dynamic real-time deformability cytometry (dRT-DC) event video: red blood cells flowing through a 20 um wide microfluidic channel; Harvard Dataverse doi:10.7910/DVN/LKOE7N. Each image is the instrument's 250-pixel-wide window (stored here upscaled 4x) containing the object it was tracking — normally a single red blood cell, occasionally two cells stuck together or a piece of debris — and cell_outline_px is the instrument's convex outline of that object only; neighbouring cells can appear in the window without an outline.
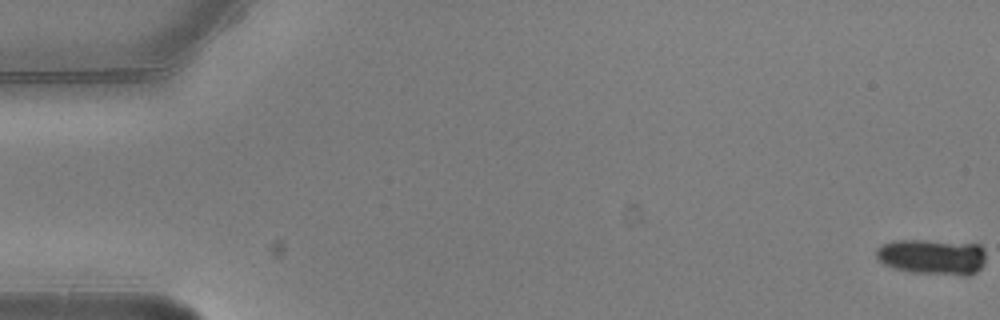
{"species": "common noctule bat (a hibernating species)", "species_latin": "Nyctalus noctula", "temperature_condition": "warm", "stored_images_in_passage": 6, "camera_frame_rate_fps": 3000, "um_per_image_px": 0.085, "animal": {"sex": "male", "body_mass_g": 20.5, "forearm_length_mm": 52.5}, "frame": {"image": 1, "passage_image": 1, "time_ms": 0.0, "image_size_px": [1000, 320], "cell_outline_px": [[984, 264], [976, 272], [968, 276], [964, 276], [912, 272], [892, 268], [884, 264], [876, 256], [876, 248], [880, 244], [892, 240], [924, 240], [980, 244], [984, 248]], "centroid_in_image_um": [79.24, 21.82], "position_along_channel_um": 5.8, "area_um2": 23.06}}
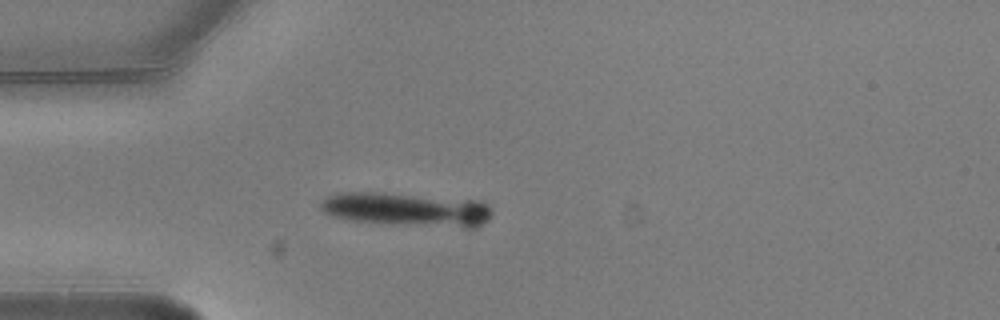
{"frame": {"image": 2, "passage_image": 5, "time_ms": 1.333, "image_size_px": [1000, 320], "cell_outline_px": [[492, 212], [488, 220], [476, 228], [464, 228], [352, 220], [332, 216], [324, 212], [320, 208], [320, 204], [328, 196], [340, 192], [384, 192], [476, 200], [488, 204], [492, 208]], "centroid_in_image_um": [34.62, 17.78], "position_along_channel_um": 50.4, "area_um2": 33.47}}